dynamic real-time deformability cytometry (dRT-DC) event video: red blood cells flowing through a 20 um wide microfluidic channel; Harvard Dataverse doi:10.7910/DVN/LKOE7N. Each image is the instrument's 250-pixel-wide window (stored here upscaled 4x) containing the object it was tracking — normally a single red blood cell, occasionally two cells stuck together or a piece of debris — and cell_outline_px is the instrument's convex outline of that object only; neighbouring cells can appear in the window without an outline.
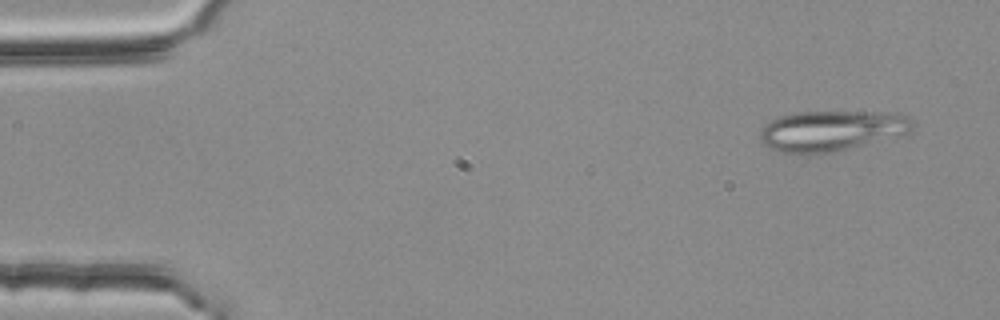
{"species": "common noctule bat (a hibernating species)", "species_latin": "Nyctalus noctula", "temperature_condition": "room temperature", "stored_images_in_passage": 4, "camera_frame_rate_fps": 3000, "um_per_image_px": 0.085, "animal": {"sex": "female", "body_mass_g": 25.1}, "frame": {"image": 1, "passage_image": 1, "time_ms": 0.0, "image_size_px": [1000, 320], "cell_outline_px": [[912, 132], [828, 152], [804, 156], [780, 152], [764, 144], [760, 140], [760, 132], [764, 124], [780, 116], [800, 112], [896, 112], [908, 116], [912, 124]], "centroid_in_image_um": [70.63, 11.11], "position_along_channel_um": 14.4, "area_um2": 35.72}}